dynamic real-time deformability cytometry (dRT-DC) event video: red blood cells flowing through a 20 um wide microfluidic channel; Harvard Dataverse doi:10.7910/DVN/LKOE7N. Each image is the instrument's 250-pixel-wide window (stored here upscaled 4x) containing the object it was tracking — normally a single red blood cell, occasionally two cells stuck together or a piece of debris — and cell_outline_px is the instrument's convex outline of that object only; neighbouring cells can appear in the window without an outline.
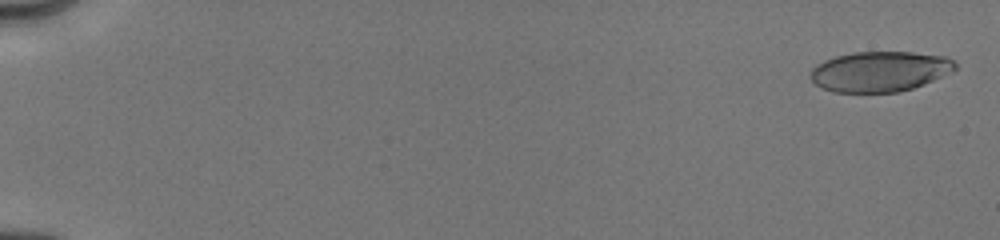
{"species": "human", "species_latin": "Homo sapiens", "temperature_condition": "cold", "stored_images_in_passage": 30, "camera_frame_rate_fps": 3000, "um_per_image_px": 0.085, "donor": {"sex": "male"}, "frame": {"image": 1, "passage_image": 1, "time_ms": 0.0, "image_size_px": [1000, 240], "cell_outline_px": [[956, 68], [952, 72], [924, 84], [900, 92], [832, 92], [816, 84], [812, 80], [812, 68], [816, 64], [824, 60], [836, 56], [852, 52], [912, 52], [948, 56], [956, 64]], "centroid_in_image_um": [74.81, 6.07], "position_along_channel_um": 10.2, "area_um2": 33.99}}
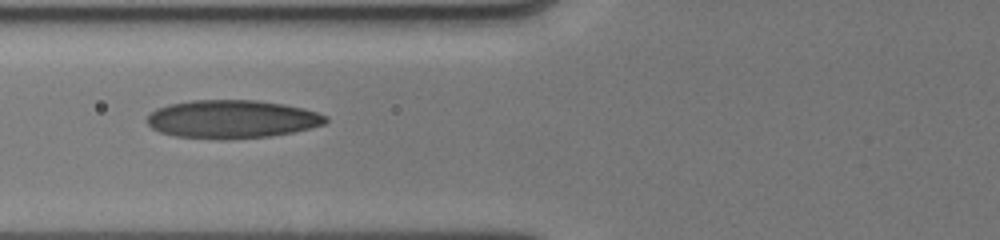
{"frame": {"image": 2, "passage_image": 17, "time_ms": 7.0, "image_size_px": [1000, 240], "cell_outline_px": [[328, 120], [324, 124], [292, 132], [272, 136], [228, 140], [216, 140], [176, 136], [160, 132], [152, 128], [148, 124], [148, 116], [156, 108], [168, 104], [192, 100], [256, 100], [284, 104], [304, 108], [328, 116]], "centroid_in_image_um": [19.71, 10.13], "position_along_channel_um": 106.1, "area_um2": 40.06}}
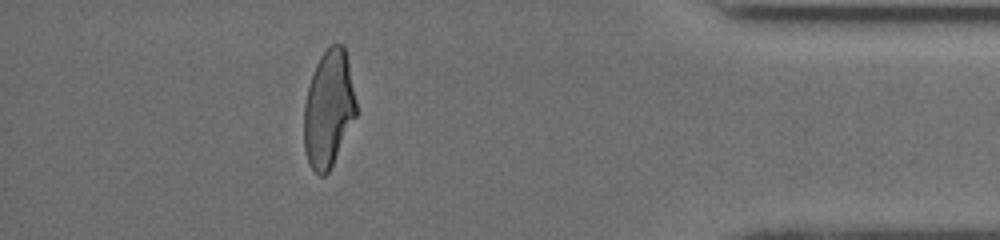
{"frame": {"image": 3, "passage_image": 29, "time_ms": 15.333, "image_size_px": [1000, 240], "cell_outline_px": [[356, 116], [328, 172], [324, 176], [320, 176], [312, 168], [308, 160], [304, 148], [304, 104], [308, 84], [312, 72], [320, 56], [332, 44], [344, 44], [348, 60], [356, 100]], "centroid_in_image_um": [27.92, 9.21], "position_along_channel_um": 407.3, "area_um2": 35.43}, "authors_computed_cell_mechanics": {"area_um2": 37.0498, "velocity_mm_per_s": 4.0297, "shape_relaxation_time_tau1_ms": 5.6901, "shape_relaxation_time_tau2_ms": 1.14, "deformation_change_tau1": 0.1978, "deformation_change_tau2": 0.0781}}